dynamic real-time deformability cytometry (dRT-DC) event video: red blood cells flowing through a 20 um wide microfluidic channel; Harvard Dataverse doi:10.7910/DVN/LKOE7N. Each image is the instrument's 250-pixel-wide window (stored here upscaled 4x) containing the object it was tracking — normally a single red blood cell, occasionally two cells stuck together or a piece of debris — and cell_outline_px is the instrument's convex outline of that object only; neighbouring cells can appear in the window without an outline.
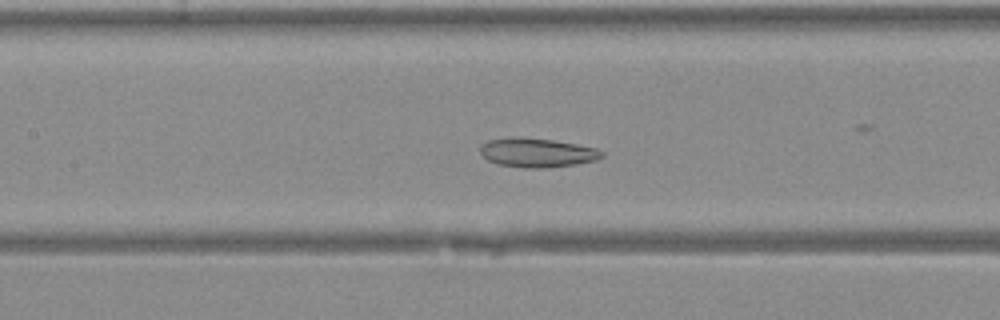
{"species": "Egyptian fruit bat (a non-hibernating species)", "species_latin": "Rousettus aegyptiacus", "temperature_condition": "warm", "stored_images_in_passage": 43, "camera_frame_rate_fps": 3000, "um_per_image_px": 0.085, "animal": {"sex": "female"}, "frame": {"image": 1, "passage_image": 21, "time_ms": 6.667, "image_size_px": [1000, 320], "cell_outline_px": [[604, 156], [596, 160], [576, 164], [540, 168], [528, 168], [500, 164], [488, 160], [480, 152], [480, 148], [488, 140], [552, 140], [576, 144], [596, 148], [604, 152]], "centroid_in_image_um": [45.75, 13.02], "position_along_channel_um": 161.6, "area_um2": 19.48}}
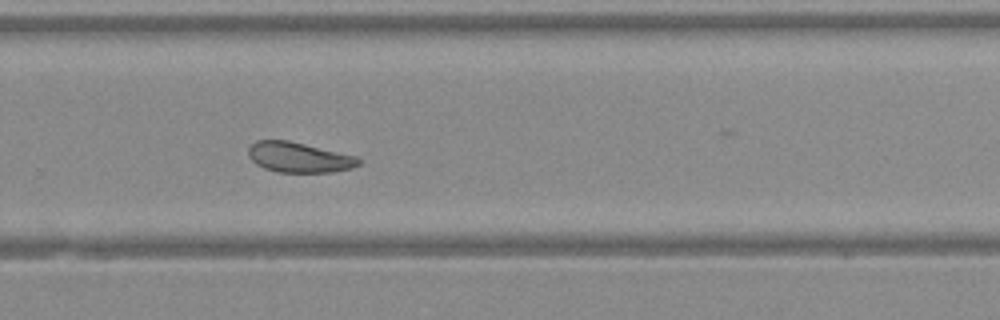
{"frame": {"image": 2, "passage_image": 30, "time_ms": 9.667, "image_size_px": [1000, 320], "cell_outline_px": [[364, 160], [360, 164], [352, 168], [332, 172], [280, 172], [264, 168], [256, 164], [248, 156], [248, 148], [256, 140], [288, 140], [356, 156]], "centroid_in_image_um": [25.42, 13.37], "position_along_channel_um": 304.4, "area_um2": 19.42}}
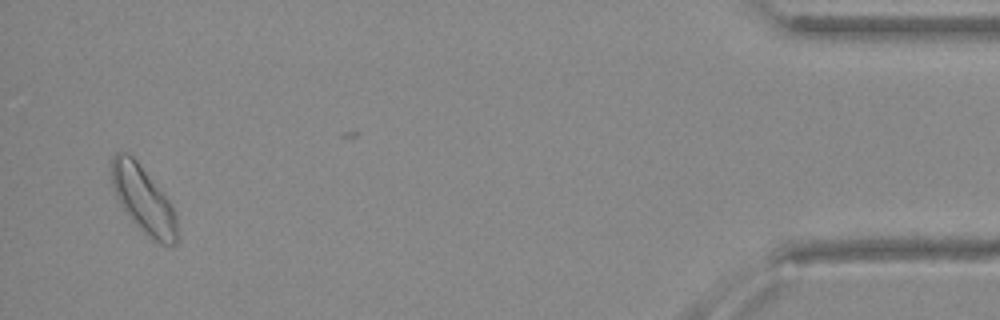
{"frame": {"image": 3, "passage_image": 42, "time_ms": 13.667, "image_size_px": [1000, 320], "cell_outline_px": [[180, 236], [176, 244], [160, 244], [148, 236], [128, 216], [120, 204], [116, 196], [112, 184], [112, 156], [116, 152], [128, 152], [136, 160], [168, 200], [176, 216]], "centroid_in_image_um": [12.2, 17.0], "position_along_channel_um": 423.0, "area_um2": 25.2}}